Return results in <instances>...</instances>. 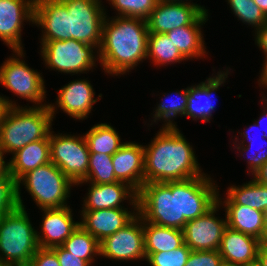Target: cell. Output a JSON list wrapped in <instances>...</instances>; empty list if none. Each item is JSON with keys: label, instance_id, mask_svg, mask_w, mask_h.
I'll return each mask as SVG.
<instances>
[{"label": "cell", "instance_id": "obj_51", "mask_svg": "<svg viewBox=\"0 0 267 266\" xmlns=\"http://www.w3.org/2000/svg\"><path fill=\"white\" fill-rule=\"evenodd\" d=\"M220 266H237V265L222 262V264Z\"/></svg>", "mask_w": 267, "mask_h": 266}, {"label": "cell", "instance_id": "obj_12", "mask_svg": "<svg viewBox=\"0 0 267 266\" xmlns=\"http://www.w3.org/2000/svg\"><path fill=\"white\" fill-rule=\"evenodd\" d=\"M222 206L217 202L204 215L189 220L182 229L185 244L192 251L219 250L227 218L215 214Z\"/></svg>", "mask_w": 267, "mask_h": 266}, {"label": "cell", "instance_id": "obj_24", "mask_svg": "<svg viewBox=\"0 0 267 266\" xmlns=\"http://www.w3.org/2000/svg\"><path fill=\"white\" fill-rule=\"evenodd\" d=\"M208 12H204L193 24L173 29L166 33L175 47L187 59L206 58V46L202 25L209 19Z\"/></svg>", "mask_w": 267, "mask_h": 266}, {"label": "cell", "instance_id": "obj_5", "mask_svg": "<svg viewBox=\"0 0 267 266\" xmlns=\"http://www.w3.org/2000/svg\"><path fill=\"white\" fill-rule=\"evenodd\" d=\"M32 226L26 209L21 207L0 218V265H29L39 248L37 230Z\"/></svg>", "mask_w": 267, "mask_h": 266}, {"label": "cell", "instance_id": "obj_17", "mask_svg": "<svg viewBox=\"0 0 267 266\" xmlns=\"http://www.w3.org/2000/svg\"><path fill=\"white\" fill-rule=\"evenodd\" d=\"M131 209V211L128 208L82 210L79 224L101 242L122 229L138 214V207Z\"/></svg>", "mask_w": 267, "mask_h": 266}, {"label": "cell", "instance_id": "obj_18", "mask_svg": "<svg viewBox=\"0 0 267 266\" xmlns=\"http://www.w3.org/2000/svg\"><path fill=\"white\" fill-rule=\"evenodd\" d=\"M87 190V196L83 198L82 210L125 208L124 200H128L131 207H138V192L125 182L89 183Z\"/></svg>", "mask_w": 267, "mask_h": 266}, {"label": "cell", "instance_id": "obj_44", "mask_svg": "<svg viewBox=\"0 0 267 266\" xmlns=\"http://www.w3.org/2000/svg\"><path fill=\"white\" fill-rule=\"evenodd\" d=\"M252 177L260 183L267 185V162Z\"/></svg>", "mask_w": 267, "mask_h": 266}, {"label": "cell", "instance_id": "obj_13", "mask_svg": "<svg viewBox=\"0 0 267 266\" xmlns=\"http://www.w3.org/2000/svg\"><path fill=\"white\" fill-rule=\"evenodd\" d=\"M204 12L205 6L197 3L158 1L146 19L149 33H167L193 24Z\"/></svg>", "mask_w": 267, "mask_h": 266}, {"label": "cell", "instance_id": "obj_38", "mask_svg": "<svg viewBox=\"0 0 267 266\" xmlns=\"http://www.w3.org/2000/svg\"><path fill=\"white\" fill-rule=\"evenodd\" d=\"M222 262L219 250L191 251L185 266H220Z\"/></svg>", "mask_w": 267, "mask_h": 266}, {"label": "cell", "instance_id": "obj_23", "mask_svg": "<svg viewBox=\"0 0 267 266\" xmlns=\"http://www.w3.org/2000/svg\"><path fill=\"white\" fill-rule=\"evenodd\" d=\"M225 196L222 198L218 191V203L225 210L227 226L261 241L264 212L248 206L237 205L226 193Z\"/></svg>", "mask_w": 267, "mask_h": 266}, {"label": "cell", "instance_id": "obj_46", "mask_svg": "<svg viewBox=\"0 0 267 266\" xmlns=\"http://www.w3.org/2000/svg\"><path fill=\"white\" fill-rule=\"evenodd\" d=\"M6 107H19V104L17 105L15 101L10 100L6 96L4 97V95H0V120Z\"/></svg>", "mask_w": 267, "mask_h": 266}, {"label": "cell", "instance_id": "obj_25", "mask_svg": "<svg viewBox=\"0 0 267 266\" xmlns=\"http://www.w3.org/2000/svg\"><path fill=\"white\" fill-rule=\"evenodd\" d=\"M51 162L49 135L45 139L31 142L12 154L8 171L17 182L23 175Z\"/></svg>", "mask_w": 267, "mask_h": 266}, {"label": "cell", "instance_id": "obj_28", "mask_svg": "<svg viewBox=\"0 0 267 266\" xmlns=\"http://www.w3.org/2000/svg\"><path fill=\"white\" fill-rule=\"evenodd\" d=\"M109 123L93 125L84 135L89 152L113 155L125 143Z\"/></svg>", "mask_w": 267, "mask_h": 266}, {"label": "cell", "instance_id": "obj_47", "mask_svg": "<svg viewBox=\"0 0 267 266\" xmlns=\"http://www.w3.org/2000/svg\"><path fill=\"white\" fill-rule=\"evenodd\" d=\"M4 158L5 155L0 149V175H4L8 171V161H5Z\"/></svg>", "mask_w": 267, "mask_h": 266}, {"label": "cell", "instance_id": "obj_45", "mask_svg": "<svg viewBox=\"0 0 267 266\" xmlns=\"http://www.w3.org/2000/svg\"><path fill=\"white\" fill-rule=\"evenodd\" d=\"M261 74L259 76V79H258V85L259 87L262 88H266L267 89V64H265L264 66H262V69H261ZM265 93L263 92V96H262V99L261 100H266L267 101V95L265 96L264 95Z\"/></svg>", "mask_w": 267, "mask_h": 266}, {"label": "cell", "instance_id": "obj_20", "mask_svg": "<svg viewBox=\"0 0 267 266\" xmlns=\"http://www.w3.org/2000/svg\"><path fill=\"white\" fill-rule=\"evenodd\" d=\"M144 146L133 142H125L112 155L115 177L125 182L137 192L144 184Z\"/></svg>", "mask_w": 267, "mask_h": 266}, {"label": "cell", "instance_id": "obj_48", "mask_svg": "<svg viewBox=\"0 0 267 266\" xmlns=\"http://www.w3.org/2000/svg\"><path fill=\"white\" fill-rule=\"evenodd\" d=\"M261 244L267 245V211L264 212V227L262 231Z\"/></svg>", "mask_w": 267, "mask_h": 266}, {"label": "cell", "instance_id": "obj_22", "mask_svg": "<svg viewBox=\"0 0 267 266\" xmlns=\"http://www.w3.org/2000/svg\"><path fill=\"white\" fill-rule=\"evenodd\" d=\"M260 240L233 230L225 228L219 248L223 262L237 266H252L257 262V251Z\"/></svg>", "mask_w": 267, "mask_h": 266}, {"label": "cell", "instance_id": "obj_16", "mask_svg": "<svg viewBox=\"0 0 267 266\" xmlns=\"http://www.w3.org/2000/svg\"><path fill=\"white\" fill-rule=\"evenodd\" d=\"M232 69H225V71H218L217 74L207 77L204 82L196 85L188 86V101L184 117L192 118V120H201L204 123L210 122L213 112L216 111L213 104V94L226 83L229 72ZM214 92V93H213Z\"/></svg>", "mask_w": 267, "mask_h": 266}, {"label": "cell", "instance_id": "obj_4", "mask_svg": "<svg viewBox=\"0 0 267 266\" xmlns=\"http://www.w3.org/2000/svg\"><path fill=\"white\" fill-rule=\"evenodd\" d=\"M48 106L6 107L0 120V149L14 154L31 142L45 139L52 128Z\"/></svg>", "mask_w": 267, "mask_h": 266}, {"label": "cell", "instance_id": "obj_29", "mask_svg": "<svg viewBox=\"0 0 267 266\" xmlns=\"http://www.w3.org/2000/svg\"><path fill=\"white\" fill-rule=\"evenodd\" d=\"M146 59L156 67L187 61L166 33H149Z\"/></svg>", "mask_w": 267, "mask_h": 266}, {"label": "cell", "instance_id": "obj_33", "mask_svg": "<svg viewBox=\"0 0 267 266\" xmlns=\"http://www.w3.org/2000/svg\"><path fill=\"white\" fill-rule=\"evenodd\" d=\"M117 181L112 163V155L90 153L87 176L77 185L86 184L87 182L93 184H108Z\"/></svg>", "mask_w": 267, "mask_h": 266}, {"label": "cell", "instance_id": "obj_1", "mask_svg": "<svg viewBox=\"0 0 267 266\" xmlns=\"http://www.w3.org/2000/svg\"><path fill=\"white\" fill-rule=\"evenodd\" d=\"M204 174L181 181L144 183L138 191V214L145 222L182 230L218 202L219 186Z\"/></svg>", "mask_w": 267, "mask_h": 266}, {"label": "cell", "instance_id": "obj_21", "mask_svg": "<svg viewBox=\"0 0 267 266\" xmlns=\"http://www.w3.org/2000/svg\"><path fill=\"white\" fill-rule=\"evenodd\" d=\"M41 41L67 40L66 6L60 0H35L34 21Z\"/></svg>", "mask_w": 267, "mask_h": 266}, {"label": "cell", "instance_id": "obj_32", "mask_svg": "<svg viewBox=\"0 0 267 266\" xmlns=\"http://www.w3.org/2000/svg\"><path fill=\"white\" fill-rule=\"evenodd\" d=\"M61 246L91 266H94L92 264L95 263V258L100 256V242L80 224Z\"/></svg>", "mask_w": 267, "mask_h": 266}, {"label": "cell", "instance_id": "obj_42", "mask_svg": "<svg viewBox=\"0 0 267 266\" xmlns=\"http://www.w3.org/2000/svg\"><path fill=\"white\" fill-rule=\"evenodd\" d=\"M260 102H262V104H263V106H262L263 110H262V113L260 114L259 119H257V120L254 119V122L258 125L259 129L262 130V133H264L265 138H267V128H266L267 126L265 128L262 127L265 124V123H263V121H265V119H267V101L266 100H260Z\"/></svg>", "mask_w": 267, "mask_h": 266}, {"label": "cell", "instance_id": "obj_15", "mask_svg": "<svg viewBox=\"0 0 267 266\" xmlns=\"http://www.w3.org/2000/svg\"><path fill=\"white\" fill-rule=\"evenodd\" d=\"M35 0H0V40L11 50H23L24 22L33 24Z\"/></svg>", "mask_w": 267, "mask_h": 266}, {"label": "cell", "instance_id": "obj_50", "mask_svg": "<svg viewBox=\"0 0 267 266\" xmlns=\"http://www.w3.org/2000/svg\"><path fill=\"white\" fill-rule=\"evenodd\" d=\"M160 1H166V2H182V3H191V0H160Z\"/></svg>", "mask_w": 267, "mask_h": 266}, {"label": "cell", "instance_id": "obj_26", "mask_svg": "<svg viewBox=\"0 0 267 266\" xmlns=\"http://www.w3.org/2000/svg\"><path fill=\"white\" fill-rule=\"evenodd\" d=\"M143 228L146 258L151 253L169 252L185 243L180 229L158 226L144 220Z\"/></svg>", "mask_w": 267, "mask_h": 266}, {"label": "cell", "instance_id": "obj_8", "mask_svg": "<svg viewBox=\"0 0 267 266\" xmlns=\"http://www.w3.org/2000/svg\"><path fill=\"white\" fill-rule=\"evenodd\" d=\"M12 52L14 53L12 57L5 59L0 66V84L15 96H19L18 98L33 103V107L48 106L49 103H43L47 98V91L42 73L29 67L23 60L24 50H12Z\"/></svg>", "mask_w": 267, "mask_h": 266}, {"label": "cell", "instance_id": "obj_10", "mask_svg": "<svg viewBox=\"0 0 267 266\" xmlns=\"http://www.w3.org/2000/svg\"><path fill=\"white\" fill-rule=\"evenodd\" d=\"M49 132L51 162L76 186L83 181L89 167V148L84 135Z\"/></svg>", "mask_w": 267, "mask_h": 266}, {"label": "cell", "instance_id": "obj_40", "mask_svg": "<svg viewBox=\"0 0 267 266\" xmlns=\"http://www.w3.org/2000/svg\"><path fill=\"white\" fill-rule=\"evenodd\" d=\"M51 249L56 253L60 266H91L87 261L76 257L62 246H56Z\"/></svg>", "mask_w": 267, "mask_h": 266}, {"label": "cell", "instance_id": "obj_31", "mask_svg": "<svg viewBox=\"0 0 267 266\" xmlns=\"http://www.w3.org/2000/svg\"><path fill=\"white\" fill-rule=\"evenodd\" d=\"M172 94L175 97L172 96ZM165 99H161V101H159L160 103H157V107L154 108L155 111H153V119L151 120V124L153 125L154 122L157 124L158 121H163L164 124H162V127H169V128H177V125L174 121V119H176V117L180 116H184L185 114V110H186V106H187V101H188V87L187 88H183V90H177L176 92L174 91V93H171V95L168 93H164L163 94ZM173 98L171 100V97ZM170 97V98H169ZM168 98V99H167ZM168 100V101H167ZM174 121V122H173Z\"/></svg>", "mask_w": 267, "mask_h": 266}, {"label": "cell", "instance_id": "obj_14", "mask_svg": "<svg viewBox=\"0 0 267 266\" xmlns=\"http://www.w3.org/2000/svg\"><path fill=\"white\" fill-rule=\"evenodd\" d=\"M57 94L56 104L49 103L53 119H55V112L59 108L75 120H85L92 113L93 105L102 97V94H99L97 98L94 97L96 94L93 86L85 78L68 82L58 90Z\"/></svg>", "mask_w": 267, "mask_h": 266}, {"label": "cell", "instance_id": "obj_3", "mask_svg": "<svg viewBox=\"0 0 267 266\" xmlns=\"http://www.w3.org/2000/svg\"><path fill=\"white\" fill-rule=\"evenodd\" d=\"M159 130L150 144L143 145L144 183L181 181L205 174L179 128Z\"/></svg>", "mask_w": 267, "mask_h": 266}, {"label": "cell", "instance_id": "obj_6", "mask_svg": "<svg viewBox=\"0 0 267 266\" xmlns=\"http://www.w3.org/2000/svg\"><path fill=\"white\" fill-rule=\"evenodd\" d=\"M16 185L18 207L26 209L21 198L22 185L40 210L69 206L67 200L71 196L72 186H76L52 162L29 171L16 182Z\"/></svg>", "mask_w": 267, "mask_h": 266}, {"label": "cell", "instance_id": "obj_19", "mask_svg": "<svg viewBox=\"0 0 267 266\" xmlns=\"http://www.w3.org/2000/svg\"><path fill=\"white\" fill-rule=\"evenodd\" d=\"M42 223L37 239L40 248H53L61 246L79 226L73 220V211L70 206L59 209H42Z\"/></svg>", "mask_w": 267, "mask_h": 266}, {"label": "cell", "instance_id": "obj_49", "mask_svg": "<svg viewBox=\"0 0 267 266\" xmlns=\"http://www.w3.org/2000/svg\"><path fill=\"white\" fill-rule=\"evenodd\" d=\"M267 17V0H253Z\"/></svg>", "mask_w": 267, "mask_h": 266}, {"label": "cell", "instance_id": "obj_36", "mask_svg": "<svg viewBox=\"0 0 267 266\" xmlns=\"http://www.w3.org/2000/svg\"><path fill=\"white\" fill-rule=\"evenodd\" d=\"M191 249L184 243L172 251L151 253L146 261L150 266H185Z\"/></svg>", "mask_w": 267, "mask_h": 266}, {"label": "cell", "instance_id": "obj_11", "mask_svg": "<svg viewBox=\"0 0 267 266\" xmlns=\"http://www.w3.org/2000/svg\"><path fill=\"white\" fill-rule=\"evenodd\" d=\"M100 256L123 262L146 260L142 217L137 214L122 229L102 240Z\"/></svg>", "mask_w": 267, "mask_h": 266}, {"label": "cell", "instance_id": "obj_41", "mask_svg": "<svg viewBox=\"0 0 267 266\" xmlns=\"http://www.w3.org/2000/svg\"><path fill=\"white\" fill-rule=\"evenodd\" d=\"M255 33V44L258 46L259 50H261L264 54V63L262 66L267 64V22L260 27L258 30L254 31Z\"/></svg>", "mask_w": 267, "mask_h": 266}, {"label": "cell", "instance_id": "obj_27", "mask_svg": "<svg viewBox=\"0 0 267 266\" xmlns=\"http://www.w3.org/2000/svg\"><path fill=\"white\" fill-rule=\"evenodd\" d=\"M256 128H259V127L253 121V125H249V127L246 128L244 132L243 131L238 132V134H240L242 138H239V136L236 135L235 140H233L234 141L233 143L235 144L233 149H237V152L239 151L240 153H242V156L247 155L249 151L252 152L253 150L251 149L254 148L257 142L258 143L256 145H259V147H261V148H258V152L256 151L255 153L250 152V155L248 154V156L245 157L247 159L246 162L248 164L247 168H249L248 169L249 171L247 170V175H250V173H252L251 176H253L256 173V171H258L265 162H267V138H265L264 133H262L259 129L258 131L260 134L257 135L259 136V138L256 137L258 141L257 139H254L255 136L254 137L251 136V130L256 129ZM238 140H240V142Z\"/></svg>", "mask_w": 267, "mask_h": 266}, {"label": "cell", "instance_id": "obj_30", "mask_svg": "<svg viewBox=\"0 0 267 266\" xmlns=\"http://www.w3.org/2000/svg\"><path fill=\"white\" fill-rule=\"evenodd\" d=\"M226 191L237 205L248 206L262 212L267 211V185L254 178L242 185H230Z\"/></svg>", "mask_w": 267, "mask_h": 266}, {"label": "cell", "instance_id": "obj_43", "mask_svg": "<svg viewBox=\"0 0 267 266\" xmlns=\"http://www.w3.org/2000/svg\"><path fill=\"white\" fill-rule=\"evenodd\" d=\"M257 266H267V245L260 244L257 251Z\"/></svg>", "mask_w": 267, "mask_h": 266}, {"label": "cell", "instance_id": "obj_9", "mask_svg": "<svg viewBox=\"0 0 267 266\" xmlns=\"http://www.w3.org/2000/svg\"><path fill=\"white\" fill-rule=\"evenodd\" d=\"M66 6L67 40L74 39L99 50L106 17L102 0H60Z\"/></svg>", "mask_w": 267, "mask_h": 266}, {"label": "cell", "instance_id": "obj_2", "mask_svg": "<svg viewBox=\"0 0 267 266\" xmlns=\"http://www.w3.org/2000/svg\"><path fill=\"white\" fill-rule=\"evenodd\" d=\"M113 17L103 22L99 62L104 73L121 76L146 60L149 30L142 18Z\"/></svg>", "mask_w": 267, "mask_h": 266}, {"label": "cell", "instance_id": "obj_39", "mask_svg": "<svg viewBox=\"0 0 267 266\" xmlns=\"http://www.w3.org/2000/svg\"><path fill=\"white\" fill-rule=\"evenodd\" d=\"M28 266H60L56 253L51 248H38Z\"/></svg>", "mask_w": 267, "mask_h": 266}, {"label": "cell", "instance_id": "obj_35", "mask_svg": "<svg viewBox=\"0 0 267 266\" xmlns=\"http://www.w3.org/2000/svg\"><path fill=\"white\" fill-rule=\"evenodd\" d=\"M116 16L142 18L146 20L159 0H107Z\"/></svg>", "mask_w": 267, "mask_h": 266}, {"label": "cell", "instance_id": "obj_37", "mask_svg": "<svg viewBox=\"0 0 267 266\" xmlns=\"http://www.w3.org/2000/svg\"><path fill=\"white\" fill-rule=\"evenodd\" d=\"M17 207L16 181L7 171L4 175H0V218Z\"/></svg>", "mask_w": 267, "mask_h": 266}, {"label": "cell", "instance_id": "obj_7", "mask_svg": "<svg viewBox=\"0 0 267 266\" xmlns=\"http://www.w3.org/2000/svg\"><path fill=\"white\" fill-rule=\"evenodd\" d=\"M40 43V57L48 69L73 76L87 74L91 69H95L96 62L100 63L99 50L82 41L69 39Z\"/></svg>", "mask_w": 267, "mask_h": 266}, {"label": "cell", "instance_id": "obj_34", "mask_svg": "<svg viewBox=\"0 0 267 266\" xmlns=\"http://www.w3.org/2000/svg\"><path fill=\"white\" fill-rule=\"evenodd\" d=\"M237 20L258 30L267 22V17L253 0H226Z\"/></svg>", "mask_w": 267, "mask_h": 266}]
</instances>
